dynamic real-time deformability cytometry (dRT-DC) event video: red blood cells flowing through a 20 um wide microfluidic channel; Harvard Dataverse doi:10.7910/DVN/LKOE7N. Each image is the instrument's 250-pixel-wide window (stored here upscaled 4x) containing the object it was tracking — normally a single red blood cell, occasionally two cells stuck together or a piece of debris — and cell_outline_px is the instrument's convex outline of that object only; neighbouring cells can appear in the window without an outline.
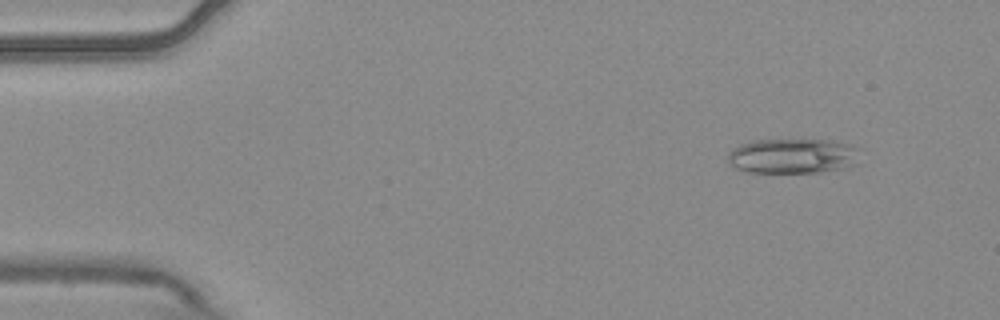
{"species": "common noctule bat (a hibernating species)", "species_latin": "Nyctalus noctula", "temperature_condition": "warm", "stored_images_in_passage": 4, "camera_frame_rate_fps": 3000, "um_per_image_px": 0.085, "animal": {"sex": "male", "body_mass_g": 20.4}, "frame": {"image": 1, "passage_image": 1, "time_ms": 0.0, "image_size_px": [1000, 320], "cell_outline_px": [[860, 148], [856, 164], [844, 168], [820, 172], [748, 172], [736, 168], [728, 160], [728, 152], [740, 144], [752, 140], [832, 140], [852, 144]], "centroid_in_image_um": [67.42, 13.25], "position_along_channel_um": 17.6, "area_um2": 27.05}}
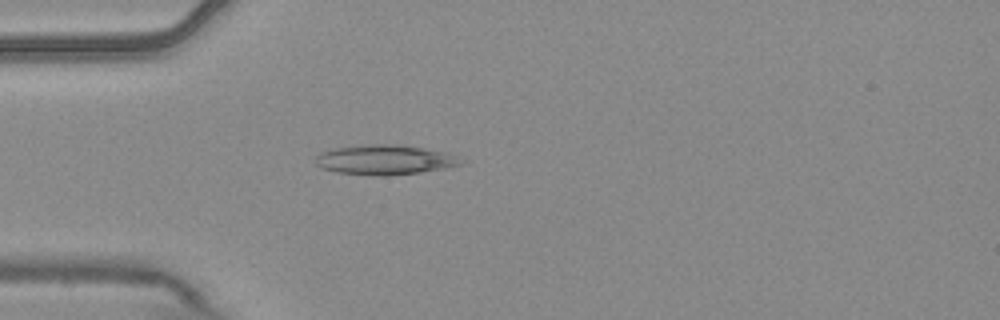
{"frame": {"image": 2, "passage_image": 4, "time_ms": 1.0, "image_size_px": [1000, 320], "cell_outline_px": [[464, 164], [444, 168], [420, 172], [384, 176], [380, 176], [336, 172], [324, 168], [316, 164], [316, 156], [320, 152], [332, 148], [364, 144], [400, 144], [448, 152], [456, 156]], "centroid_in_image_um": [32.7, 13.56], "position_along_channel_um": 52.3, "area_um2": 25.32}}